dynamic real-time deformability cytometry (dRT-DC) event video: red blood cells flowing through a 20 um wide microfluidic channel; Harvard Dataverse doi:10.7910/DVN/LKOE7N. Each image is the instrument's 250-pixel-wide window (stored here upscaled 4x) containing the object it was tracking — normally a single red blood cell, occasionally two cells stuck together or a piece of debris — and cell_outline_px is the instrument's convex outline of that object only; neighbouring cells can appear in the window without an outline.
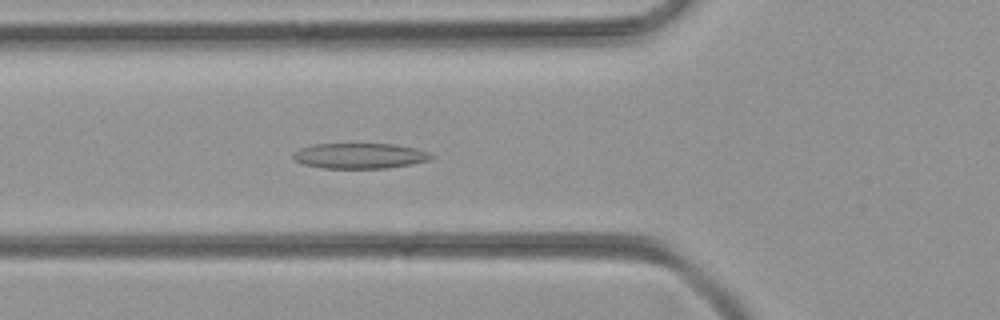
{"species": "common noctule bat (a hibernating species)", "species_latin": "Nyctalus noctula", "temperature_condition": "room temperature", "stored_images_in_passage": 49, "camera_frame_rate_fps": 3000, "um_per_image_px": 0.085, "animal": {"sex": "female", "body_mass_g": 21.9}, "frame": {"image": 1, "passage_image": 17, "time_ms": 5.333, "image_size_px": [1000, 320], "cell_outline_px": [[436, 156], [432, 160], [412, 164], [388, 168], [324, 168], [304, 164], [296, 160], [292, 156], [292, 152], [300, 148], [312, 144], [396, 144], [416, 148], [432, 152]], "centroid_in_image_um": [30.66, 13.24], "position_along_channel_um": 95.1, "area_um2": 20.75}}
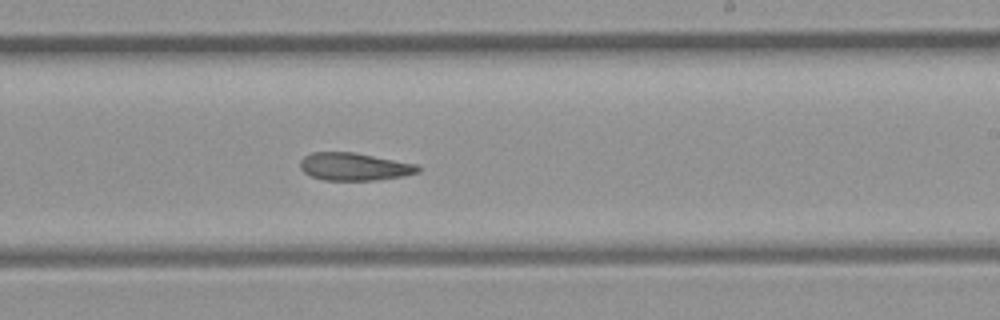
{"frame": {"image": 2, "passage_image": 29, "time_ms": 9.333, "image_size_px": [1000, 320], "cell_outline_px": [[420, 172], [404, 176], [376, 180], [324, 180], [312, 176], [304, 172], [300, 168], [300, 160], [304, 156], [312, 152], [356, 152], [416, 164], [420, 168]], "centroid_in_image_um": [30.11, 14.16], "position_along_channel_um": 258.9, "area_um2": 19.07}}
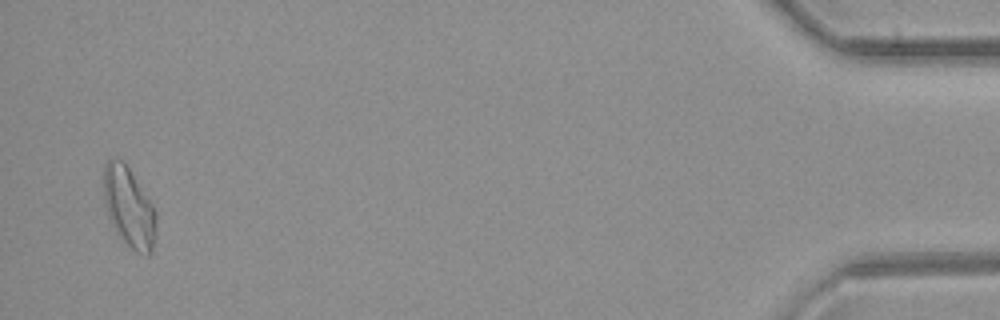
{"frame": {"image": 3, "passage_image": 48, "time_ms": 15.667, "image_size_px": [1000, 320], "cell_outline_px": [[156, 236], [152, 252], [148, 256], [136, 252], [120, 240], [108, 216], [104, 204], [104, 164], [108, 160], [124, 160], [152, 204], [156, 212]], "centroid_in_image_um": [10.97, 17.67], "position_along_channel_um": 424.2, "area_um2": 24.68}}